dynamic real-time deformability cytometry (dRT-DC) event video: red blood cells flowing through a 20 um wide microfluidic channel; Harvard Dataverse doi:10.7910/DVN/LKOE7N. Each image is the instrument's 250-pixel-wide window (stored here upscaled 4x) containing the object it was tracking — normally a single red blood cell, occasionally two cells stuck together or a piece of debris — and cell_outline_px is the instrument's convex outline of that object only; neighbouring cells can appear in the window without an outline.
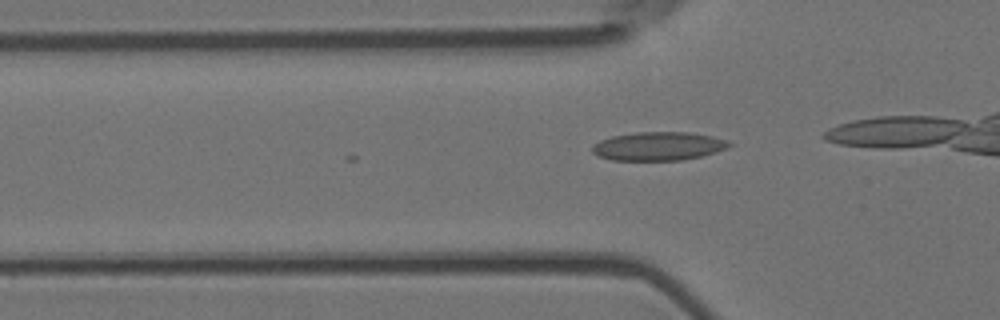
{"species": "Egyptian fruit bat (a non-hibernating species)", "species_latin": "Rousettus aegyptiacus", "temperature_condition": "room temperature", "stored_images_in_passage": 2, "camera_frame_rate_fps": 3000, "um_per_image_px": 0.085, "animal": {"sex": "female"}, "frame": {"image": 1, "passage_image": 2, "time_ms": 0.333, "image_size_px": [1000, 320], "cell_outline_px": [[732, 144], [728, 148], [716, 152], [684, 160], [612, 160], [600, 156], [592, 152], [592, 144], [600, 140], [612, 136], [636, 132], [688, 132], [712, 136], [724, 140]], "centroid_in_image_um": [55.94, 12.42], "position_along_channel_um": 69.9, "area_um2": 22.72}}